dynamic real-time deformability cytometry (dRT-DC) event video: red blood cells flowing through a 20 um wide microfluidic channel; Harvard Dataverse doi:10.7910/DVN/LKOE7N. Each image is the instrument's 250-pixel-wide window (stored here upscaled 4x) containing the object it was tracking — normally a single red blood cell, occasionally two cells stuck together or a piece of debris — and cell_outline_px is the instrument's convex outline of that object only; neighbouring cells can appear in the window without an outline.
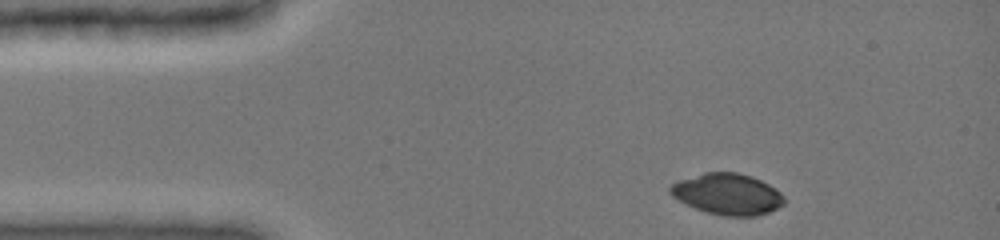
{"species": "common noctule bat (a hibernating species)", "species_latin": "Nyctalus noctula", "temperature_condition": "cold", "stored_images_in_passage": 24, "camera_frame_rate_fps": 3000, "um_per_image_px": 0.085, "animal": {"sex": "female", "body_mass_g": 19.0, "forearm_length_mm": 51.5}, "frame": {"image": 1, "passage_image": 1, "time_ms": 0.0, "image_size_px": [1000, 240], "cell_outline_px": [[784, 204], [768, 212], [756, 216], [724, 216], [708, 212], [696, 208], [672, 196], [668, 192], [668, 188], [672, 184], [680, 180], [704, 172], [736, 172], [752, 176], [776, 188], [784, 196]], "centroid_in_image_um": [61.85, 16.49], "position_along_channel_um": 23.2, "area_um2": 27.17}}
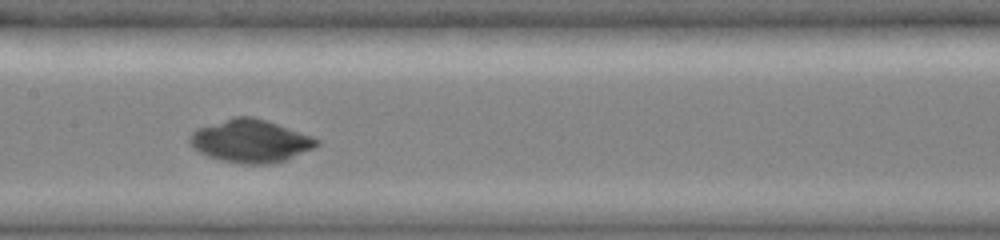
{"frame": {"image": 2, "passage_image": 14, "time_ms": 5.667, "image_size_px": [1000, 240], "cell_outline_px": [[320, 144], [316, 148], [284, 160], [268, 164], [244, 164], [220, 160], [208, 156], [192, 148], [188, 140], [188, 136], [196, 128], [232, 116], [252, 116], [312, 136], [320, 140]], "centroid_in_image_um": [21.26, 11.98], "position_along_channel_um": 186.1, "area_um2": 31.79}}
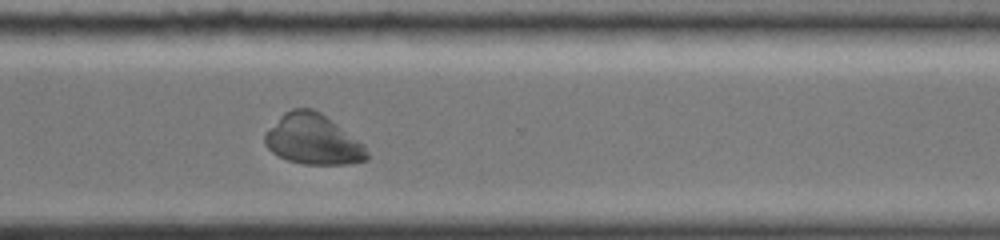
{"frame": {"image": 3, "passage_image": 24, "time_ms": 9.667, "image_size_px": [1000, 240], "cell_outline_px": [[368, 160], [348, 164], [304, 164], [288, 160], [272, 152], [264, 144], [264, 132], [284, 112], [292, 108], [312, 108], [320, 112], [364, 144], [368, 152]], "centroid_in_image_um": [26.59, 11.85], "position_along_channel_um": 344.0, "area_um2": 29.94}}